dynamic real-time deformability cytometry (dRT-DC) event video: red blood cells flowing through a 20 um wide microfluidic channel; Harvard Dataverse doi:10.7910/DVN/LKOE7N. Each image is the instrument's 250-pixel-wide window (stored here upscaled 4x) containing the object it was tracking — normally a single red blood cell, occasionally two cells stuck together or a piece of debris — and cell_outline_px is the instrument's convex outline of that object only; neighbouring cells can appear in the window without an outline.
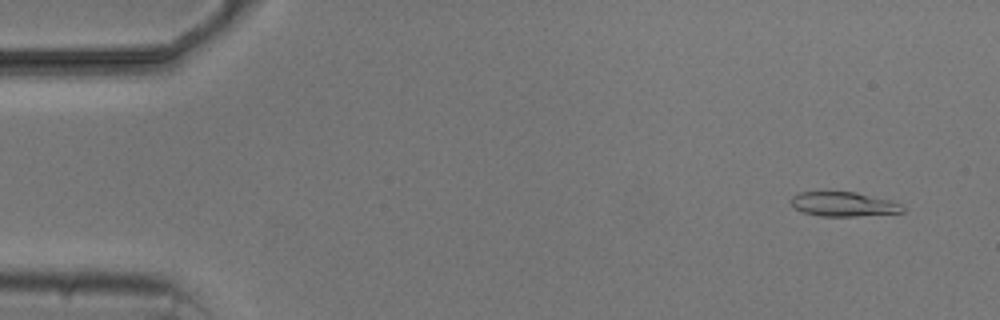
{"species": "common noctule bat (a hibernating species)", "species_latin": "Nyctalus noctula", "temperature_condition": "cold", "stored_images_in_passage": 5, "camera_frame_rate_fps": 3000, "um_per_image_px": 0.085, "animal": {"sex": "male", "body_mass_g": 20.5, "forearm_length_mm": 52.5}, "frame": {"image": 1, "passage_image": 1, "time_ms": 0.0, "image_size_px": [1000, 320], "cell_outline_px": [[904, 212], [856, 216], [820, 216], [804, 212], [796, 208], [792, 204], [792, 196], [800, 192], [856, 192], [892, 200], [900, 204], [904, 208]], "centroid_in_image_um": [71.74, 17.35], "position_along_channel_um": 13.3, "area_um2": 15.72}}
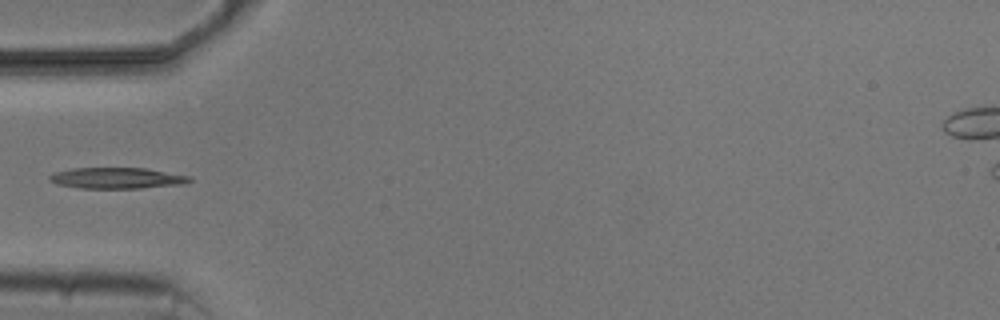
{"frame": {"image": 2, "passage_image": 4, "time_ms": 4.667, "image_size_px": [1000, 320], "cell_outline_px": [[192, 180], [184, 184], [140, 188], [80, 188], [56, 184], [48, 180], [48, 176], [52, 172], [72, 168], [144, 168], [192, 176]], "centroid_in_image_um": [9.91, 15.13], "position_along_channel_um": 75.1, "area_um2": 17.28}}
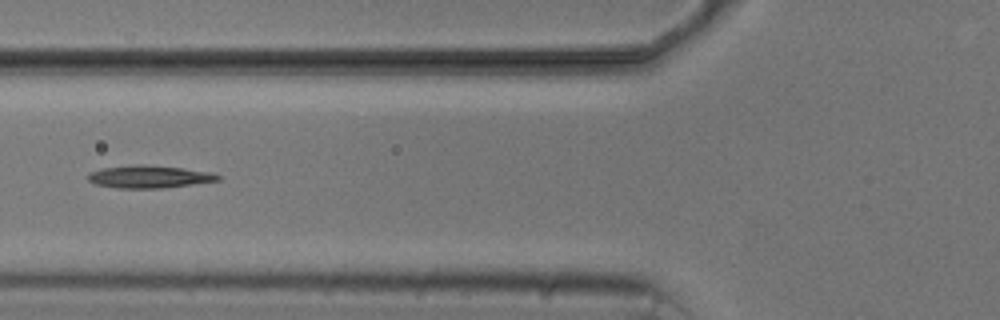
{"frame": {"image": 3, "passage_image": 5, "time_ms": 5.667, "image_size_px": [1000, 320], "cell_outline_px": [[220, 180], [192, 184], [160, 188], [120, 188], [96, 184], [88, 180], [88, 172], [104, 168], [136, 164], [144, 164], [180, 168], [208, 172], [220, 176]], "centroid_in_image_um": [12.64, 15.02], "position_along_channel_um": 113.2, "area_um2": 16.76}}